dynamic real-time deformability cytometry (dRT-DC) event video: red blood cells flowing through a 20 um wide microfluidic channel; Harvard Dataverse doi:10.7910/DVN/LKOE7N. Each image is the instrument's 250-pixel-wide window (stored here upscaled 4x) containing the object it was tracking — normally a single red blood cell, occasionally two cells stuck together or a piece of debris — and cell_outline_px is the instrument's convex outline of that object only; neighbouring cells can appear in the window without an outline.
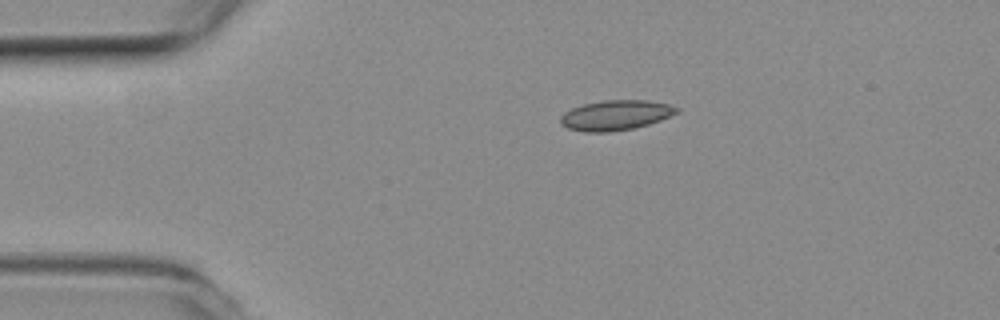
{"species": "common noctule bat (a hibernating species)", "species_latin": "Nyctalus noctula", "temperature_condition": "room temperature", "stored_images_in_passage": 3, "camera_frame_rate_fps": 3000, "um_per_image_px": 0.085, "animal": {"sex": "female", "body_mass_g": 19.3, "forearm_length_mm": 54.1}, "frame": {"image": 1, "passage_image": 1, "time_ms": 0.0, "image_size_px": [1000, 320], "cell_outline_px": [[680, 112], [660, 120], [648, 124], [632, 128], [608, 132], [584, 132], [568, 128], [560, 124], [560, 116], [564, 112], [572, 108], [584, 104], [604, 100], [648, 100], [668, 104], [680, 108]], "centroid_in_image_um": [52.33, 9.79], "position_along_channel_um": 32.7, "area_um2": 20.35}}
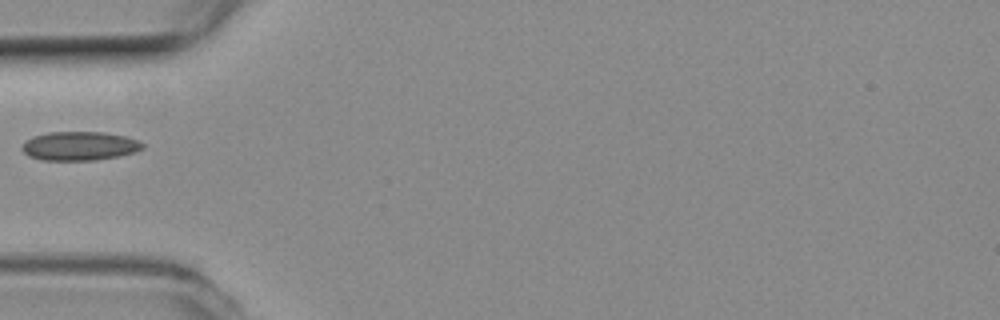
{"frame": {"image": 2, "passage_image": 3, "time_ms": 0.667, "image_size_px": [1000, 320], "cell_outline_px": [[144, 148], [132, 152], [116, 156], [92, 160], [40, 160], [28, 156], [20, 148], [32, 136], [48, 132], [104, 132], [124, 136], [136, 140], [144, 144]], "centroid_in_image_um": [6.71, 12.4], "position_along_channel_um": 78.3, "area_um2": 20.06}}